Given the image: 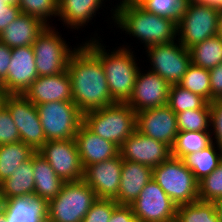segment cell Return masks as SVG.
Wrapping results in <instances>:
<instances>
[{
	"label": "cell",
	"instance_id": "obj_3",
	"mask_svg": "<svg viewBox=\"0 0 222 222\" xmlns=\"http://www.w3.org/2000/svg\"><path fill=\"white\" fill-rule=\"evenodd\" d=\"M100 37L98 33H94L93 37L87 38L88 40H84L83 43L101 60L112 100L126 103L132 94L140 70L135 51H132L134 48H130L131 44L126 43L108 51Z\"/></svg>",
	"mask_w": 222,
	"mask_h": 222
},
{
	"label": "cell",
	"instance_id": "obj_11",
	"mask_svg": "<svg viewBox=\"0 0 222 222\" xmlns=\"http://www.w3.org/2000/svg\"><path fill=\"white\" fill-rule=\"evenodd\" d=\"M130 206L138 222H176L178 206L153 179Z\"/></svg>",
	"mask_w": 222,
	"mask_h": 222
},
{
	"label": "cell",
	"instance_id": "obj_25",
	"mask_svg": "<svg viewBox=\"0 0 222 222\" xmlns=\"http://www.w3.org/2000/svg\"><path fill=\"white\" fill-rule=\"evenodd\" d=\"M32 166L35 180L34 196L47 201L55 198L65 182L38 152L32 156Z\"/></svg>",
	"mask_w": 222,
	"mask_h": 222
},
{
	"label": "cell",
	"instance_id": "obj_46",
	"mask_svg": "<svg viewBox=\"0 0 222 222\" xmlns=\"http://www.w3.org/2000/svg\"><path fill=\"white\" fill-rule=\"evenodd\" d=\"M8 95H9V94L6 92L4 86H3L2 83L0 82V109L4 106L6 97H7Z\"/></svg>",
	"mask_w": 222,
	"mask_h": 222
},
{
	"label": "cell",
	"instance_id": "obj_12",
	"mask_svg": "<svg viewBox=\"0 0 222 222\" xmlns=\"http://www.w3.org/2000/svg\"><path fill=\"white\" fill-rule=\"evenodd\" d=\"M4 106L17 126L21 141L37 152L46 142V136L35 104L18 94L8 95Z\"/></svg>",
	"mask_w": 222,
	"mask_h": 222
},
{
	"label": "cell",
	"instance_id": "obj_48",
	"mask_svg": "<svg viewBox=\"0 0 222 222\" xmlns=\"http://www.w3.org/2000/svg\"><path fill=\"white\" fill-rule=\"evenodd\" d=\"M220 222H222V199L214 202Z\"/></svg>",
	"mask_w": 222,
	"mask_h": 222
},
{
	"label": "cell",
	"instance_id": "obj_13",
	"mask_svg": "<svg viewBox=\"0 0 222 222\" xmlns=\"http://www.w3.org/2000/svg\"><path fill=\"white\" fill-rule=\"evenodd\" d=\"M37 152L64 182L83 179L84 168L75 139L46 141Z\"/></svg>",
	"mask_w": 222,
	"mask_h": 222
},
{
	"label": "cell",
	"instance_id": "obj_40",
	"mask_svg": "<svg viewBox=\"0 0 222 222\" xmlns=\"http://www.w3.org/2000/svg\"><path fill=\"white\" fill-rule=\"evenodd\" d=\"M209 106L211 139L222 150V100H213Z\"/></svg>",
	"mask_w": 222,
	"mask_h": 222
},
{
	"label": "cell",
	"instance_id": "obj_31",
	"mask_svg": "<svg viewBox=\"0 0 222 222\" xmlns=\"http://www.w3.org/2000/svg\"><path fill=\"white\" fill-rule=\"evenodd\" d=\"M176 222H220L214 202L197 200L177 207Z\"/></svg>",
	"mask_w": 222,
	"mask_h": 222
},
{
	"label": "cell",
	"instance_id": "obj_44",
	"mask_svg": "<svg viewBox=\"0 0 222 222\" xmlns=\"http://www.w3.org/2000/svg\"><path fill=\"white\" fill-rule=\"evenodd\" d=\"M20 13L18 5H12L9 10H0V34Z\"/></svg>",
	"mask_w": 222,
	"mask_h": 222
},
{
	"label": "cell",
	"instance_id": "obj_27",
	"mask_svg": "<svg viewBox=\"0 0 222 222\" xmlns=\"http://www.w3.org/2000/svg\"><path fill=\"white\" fill-rule=\"evenodd\" d=\"M221 160L222 150L213 142L205 149L183 158L185 165L193 172L198 182L215 170Z\"/></svg>",
	"mask_w": 222,
	"mask_h": 222
},
{
	"label": "cell",
	"instance_id": "obj_30",
	"mask_svg": "<svg viewBox=\"0 0 222 222\" xmlns=\"http://www.w3.org/2000/svg\"><path fill=\"white\" fill-rule=\"evenodd\" d=\"M212 143L211 133L202 131L178 132L172 147V156L183 159L191 153L205 149Z\"/></svg>",
	"mask_w": 222,
	"mask_h": 222
},
{
	"label": "cell",
	"instance_id": "obj_47",
	"mask_svg": "<svg viewBox=\"0 0 222 222\" xmlns=\"http://www.w3.org/2000/svg\"><path fill=\"white\" fill-rule=\"evenodd\" d=\"M6 204H7V199H6V197L2 191V188L0 186V213L5 212Z\"/></svg>",
	"mask_w": 222,
	"mask_h": 222
},
{
	"label": "cell",
	"instance_id": "obj_32",
	"mask_svg": "<svg viewBox=\"0 0 222 222\" xmlns=\"http://www.w3.org/2000/svg\"><path fill=\"white\" fill-rule=\"evenodd\" d=\"M185 89L200 95L208 103L211 102L210 72L191 64L179 83Z\"/></svg>",
	"mask_w": 222,
	"mask_h": 222
},
{
	"label": "cell",
	"instance_id": "obj_51",
	"mask_svg": "<svg viewBox=\"0 0 222 222\" xmlns=\"http://www.w3.org/2000/svg\"><path fill=\"white\" fill-rule=\"evenodd\" d=\"M12 5L6 4L3 0H0V10H9Z\"/></svg>",
	"mask_w": 222,
	"mask_h": 222
},
{
	"label": "cell",
	"instance_id": "obj_2",
	"mask_svg": "<svg viewBox=\"0 0 222 222\" xmlns=\"http://www.w3.org/2000/svg\"><path fill=\"white\" fill-rule=\"evenodd\" d=\"M110 24L125 31L140 44H143V52L146 48L162 43L172 42L177 39V22L169 17L151 13L139 4L118 3L112 7Z\"/></svg>",
	"mask_w": 222,
	"mask_h": 222
},
{
	"label": "cell",
	"instance_id": "obj_35",
	"mask_svg": "<svg viewBox=\"0 0 222 222\" xmlns=\"http://www.w3.org/2000/svg\"><path fill=\"white\" fill-rule=\"evenodd\" d=\"M18 7L21 13L34 16L48 26L58 17V0H19Z\"/></svg>",
	"mask_w": 222,
	"mask_h": 222
},
{
	"label": "cell",
	"instance_id": "obj_22",
	"mask_svg": "<svg viewBox=\"0 0 222 222\" xmlns=\"http://www.w3.org/2000/svg\"><path fill=\"white\" fill-rule=\"evenodd\" d=\"M108 0H58V19L66 29L81 30L106 8ZM104 6V8H102ZM101 8V9H100ZM81 28V29H80Z\"/></svg>",
	"mask_w": 222,
	"mask_h": 222
},
{
	"label": "cell",
	"instance_id": "obj_20",
	"mask_svg": "<svg viewBox=\"0 0 222 222\" xmlns=\"http://www.w3.org/2000/svg\"><path fill=\"white\" fill-rule=\"evenodd\" d=\"M80 161L85 169L94 163L109 160L119 155L120 148L90 131L83 123L75 135Z\"/></svg>",
	"mask_w": 222,
	"mask_h": 222
},
{
	"label": "cell",
	"instance_id": "obj_18",
	"mask_svg": "<svg viewBox=\"0 0 222 222\" xmlns=\"http://www.w3.org/2000/svg\"><path fill=\"white\" fill-rule=\"evenodd\" d=\"M123 159L121 155L94 163L84 169L83 180L97 198L115 199L118 196Z\"/></svg>",
	"mask_w": 222,
	"mask_h": 222
},
{
	"label": "cell",
	"instance_id": "obj_15",
	"mask_svg": "<svg viewBox=\"0 0 222 222\" xmlns=\"http://www.w3.org/2000/svg\"><path fill=\"white\" fill-rule=\"evenodd\" d=\"M119 154L123 160L154 168L172 156V148L136 129L120 146Z\"/></svg>",
	"mask_w": 222,
	"mask_h": 222
},
{
	"label": "cell",
	"instance_id": "obj_50",
	"mask_svg": "<svg viewBox=\"0 0 222 222\" xmlns=\"http://www.w3.org/2000/svg\"><path fill=\"white\" fill-rule=\"evenodd\" d=\"M119 1L118 3H124V4H140L143 0H119Z\"/></svg>",
	"mask_w": 222,
	"mask_h": 222
},
{
	"label": "cell",
	"instance_id": "obj_52",
	"mask_svg": "<svg viewBox=\"0 0 222 222\" xmlns=\"http://www.w3.org/2000/svg\"><path fill=\"white\" fill-rule=\"evenodd\" d=\"M8 5H18L19 0H3Z\"/></svg>",
	"mask_w": 222,
	"mask_h": 222
},
{
	"label": "cell",
	"instance_id": "obj_21",
	"mask_svg": "<svg viewBox=\"0 0 222 222\" xmlns=\"http://www.w3.org/2000/svg\"><path fill=\"white\" fill-rule=\"evenodd\" d=\"M152 177V167L129 160H123L119 192L114 201L118 205L130 206Z\"/></svg>",
	"mask_w": 222,
	"mask_h": 222
},
{
	"label": "cell",
	"instance_id": "obj_7",
	"mask_svg": "<svg viewBox=\"0 0 222 222\" xmlns=\"http://www.w3.org/2000/svg\"><path fill=\"white\" fill-rule=\"evenodd\" d=\"M97 199L83 179L65 182L60 193L48 201L47 218L55 222H81Z\"/></svg>",
	"mask_w": 222,
	"mask_h": 222
},
{
	"label": "cell",
	"instance_id": "obj_42",
	"mask_svg": "<svg viewBox=\"0 0 222 222\" xmlns=\"http://www.w3.org/2000/svg\"><path fill=\"white\" fill-rule=\"evenodd\" d=\"M108 222H138L131 206L118 205L112 212Z\"/></svg>",
	"mask_w": 222,
	"mask_h": 222
},
{
	"label": "cell",
	"instance_id": "obj_16",
	"mask_svg": "<svg viewBox=\"0 0 222 222\" xmlns=\"http://www.w3.org/2000/svg\"><path fill=\"white\" fill-rule=\"evenodd\" d=\"M136 122L140 133L173 147L179 131L176 113L168 105L136 113Z\"/></svg>",
	"mask_w": 222,
	"mask_h": 222
},
{
	"label": "cell",
	"instance_id": "obj_43",
	"mask_svg": "<svg viewBox=\"0 0 222 222\" xmlns=\"http://www.w3.org/2000/svg\"><path fill=\"white\" fill-rule=\"evenodd\" d=\"M12 48L0 42V82L2 83L8 76Z\"/></svg>",
	"mask_w": 222,
	"mask_h": 222
},
{
	"label": "cell",
	"instance_id": "obj_36",
	"mask_svg": "<svg viewBox=\"0 0 222 222\" xmlns=\"http://www.w3.org/2000/svg\"><path fill=\"white\" fill-rule=\"evenodd\" d=\"M198 198L207 202L222 199V160L215 170L199 181Z\"/></svg>",
	"mask_w": 222,
	"mask_h": 222
},
{
	"label": "cell",
	"instance_id": "obj_6",
	"mask_svg": "<svg viewBox=\"0 0 222 222\" xmlns=\"http://www.w3.org/2000/svg\"><path fill=\"white\" fill-rule=\"evenodd\" d=\"M219 9L186 0L177 22V39L186 48L218 34Z\"/></svg>",
	"mask_w": 222,
	"mask_h": 222
},
{
	"label": "cell",
	"instance_id": "obj_8",
	"mask_svg": "<svg viewBox=\"0 0 222 222\" xmlns=\"http://www.w3.org/2000/svg\"><path fill=\"white\" fill-rule=\"evenodd\" d=\"M60 33L56 26H47L33 43L38 76L56 75L66 71L71 54L80 45L70 46Z\"/></svg>",
	"mask_w": 222,
	"mask_h": 222
},
{
	"label": "cell",
	"instance_id": "obj_1",
	"mask_svg": "<svg viewBox=\"0 0 222 222\" xmlns=\"http://www.w3.org/2000/svg\"><path fill=\"white\" fill-rule=\"evenodd\" d=\"M67 71L71 78L73 102L82 114L115 103L101 60L83 42L71 54Z\"/></svg>",
	"mask_w": 222,
	"mask_h": 222
},
{
	"label": "cell",
	"instance_id": "obj_4",
	"mask_svg": "<svg viewBox=\"0 0 222 222\" xmlns=\"http://www.w3.org/2000/svg\"><path fill=\"white\" fill-rule=\"evenodd\" d=\"M83 124L119 148L137 129L136 112L127 103L115 102L83 114Z\"/></svg>",
	"mask_w": 222,
	"mask_h": 222
},
{
	"label": "cell",
	"instance_id": "obj_54",
	"mask_svg": "<svg viewBox=\"0 0 222 222\" xmlns=\"http://www.w3.org/2000/svg\"><path fill=\"white\" fill-rule=\"evenodd\" d=\"M44 222H55V221H52L51 219L46 218Z\"/></svg>",
	"mask_w": 222,
	"mask_h": 222
},
{
	"label": "cell",
	"instance_id": "obj_33",
	"mask_svg": "<svg viewBox=\"0 0 222 222\" xmlns=\"http://www.w3.org/2000/svg\"><path fill=\"white\" fill-rule=\"evenodd\" d=\"M207 103L203 97L194 94L179 84L170 85L167 105L176 114L185 110L201 109Z\"/></svg>",
	"mask_w": 222,
	"mask_h": 222
},
{
	"label": "cell",
	"instance_id": "obj_10",
	"mask_svg": "<svg viewBox=\"0 0 222 222\" xmlns=\"http://www.w3.org/2000/svg\"><path fill=\"white\" fill-rule=\"evenodd\" d=\"M148 70L158 74L170 85L179 84L188 67L192 64L189 49L178 39L146 48Z\"/></svg>",
	"mask_w": 222,
	"mask_h": 222
},
{
	"label": "cell",
	"instance_id": "obj_29",
	"mask_svg": "<svg viewBox=\"0 0 222 222\" xmlns=\"http://www.w3.org/2000/svg\"><path fill=\"white\" fill-rule=\"evenodd\" d=\"M193 65L211 70L222 63V37L216 35L189 48Z\"/></svg>",
	"mask_w": 222,
	"mask_h": 222
},
{
	"label": "cell",
	"instance_id": "obj_37",
	"mask_svg": "<svg viewBox=\"0 0 222 222\" xmlns=\"http://www.w3.org/2000/svg\"><path fill=\"white\" fill-rule=\"evenodd\" d=\"M186 0H143L139 5L146 11L169 17L178 22Z\"/></svg>",
	"mask_w": 222,
	"mask_h": 222
},
{
	"label": "cell",
	"instance_id": "obj_28",
	"mask_svg": "<svg viewBox=\"0 0 222 222\" xmlns=\"http://www.w3.org/2000/svg\"><path fill=\"white\" fill-rule=\"evenodd\" d=\"M36 151L22 141L0 145V183L9 178L22 162L29 160Z\"/></svg>",
	"mask_w": 222,
	"mask_h": 222
},
{
	"label": "cell",
	"instance_id": "obj_39",
	"mask_svg": "<svg viewBox=\"0 0 222 222\" xmlns=\"http://www.w3.org/2000/svg\"><path fill=\"white\" fill-rule=\"evenodd\" d=\"M21 141L17 126L9 110L3 106L0 109V145Z\"/></svg>",
	"mask_w": 222,
	"mask_h": 222
},
{
	"label": "cell",
	"instance_id": "obj_53",
	"mask_svg": "<svg viewBox=\"0 0 222 222\" xmlns=\"http://www.w3.org/2000/svg\"><path fill=\"white\" fill-rule=\"evenodd\" d=\"M0 222H5V213H0Z\"/></svg>",
	"mask_w": 222,
	"mask_h": 222
},
{
	"label": "cell",
	"instance_id": "obj_24",
	"mask_svg": "<svg viewBox=\"0 0 222 222\" xmlns=\"http://www.w3.org/2000/svg\"><path fill=\"white\" fill-rule=\"evenodd\" d=\"M5 222H44L48 201L39 197H15L7 200Z\"/></svg>",
	"mask_w": 222,
	"mask_h": 222
},
{
	"label": "cell",
	"instance_id": "obj_9",
	"mask_svg": "<svg viewBox=\"0 0 222 222\" xmlns=\"http://www.w3.org/2000/svg\"><path fill=\"white\" fill-rule=\"evenodd\" d=\"M35 106L46 141L75 139L83 123V114L73 101H55Z\"/></svg>",
	"mask_w": 222,
	"mask_h": 222
},
{
	"label": "cell",
	"instance_id": "obj_17",
	"mask_svg": "<svg viewBox=\"0 0 222 222\" xmlns=\"http://www.w3.org/2000/svg\"><path fill=\"white\" fill-rule=\"evenodd\" d=\"M38 77L32 45L12 48L8 76L2 82L6 92L9 95L24 94Z\"/></svg>",
	"mask_w": 222,
	"mask_h": 222
},
{
	"label": "cell",
	"instance_id": "obj_41",
	"mask_svg": "<svg viewBox=\"0 0 222 222\" xmlns=\"http://www.w3.org/2000/svg\"><path fill=\"white\" fill-rule=\"evenodd\" d=\"M211 85V102L222 100V63L209 70Z\"/></svg>",
	"mask_w": 222,
	"mask_h": 222
},
{
	"label": "cell",
	"instance_id": "obj_5",
	"mask_svg": "<svg viewBox=\"0 0 222 222\" xmlns=\"http://www.w3.org/2000/svg\"><path fill=\"white\" fill-rule=\"evenodd\" d=\"M152 179L177 206L199 200V182L183 159L171 156L153 168Z\"/></svg>",
	"mask_w": 222,
	"mask_h": 222
},
{
	"label": "cell",
	"instance_id": "obj_34",
	"mask_svg": "<svg viewBox=\"0 0 222 222\" xmlns=\"http://www.w3.org/2000/svg\"><path fill=\"white\" fill-rule=\"evenodd\" d=\"M179 132L202 131L210 132V106L207 103L201 109L185 110L176 114Z\"/></svg>",
	"mask_w": 222,
	"mask_h": 222
},
{
	"label": "cell",
	"instance_id": "obj_45",
	"mask_svg": "<svg viewBox=\"0 0 222 222\" xmlns=\"http://www.w3.org/2000/svg\"><path fill=\"white\" fill-rule=\"evenodd\" d=\"M198 4L208 5L217 9H222V0H190Z\"/></svg>",
	"mask_w": 222,
	"mask_h": 222
},
{
	"label": "cell",
	"instance_id": "obj_26",
	"mask_svg": "<svg viewBox=\"0 0 222 222\" xmlns=\"http://www.w3.org/2000/svg\"><path fill=\"white\" fill-rule=\"evenodd\" d=\"M7 200L15 197L34 196L35 180L32 157L18 166L11 176L0 183Z\"/></svg>",
	"mask_w": 222,
	"mask_h": 222
},
{
	"label": "cell",
	"instance_id": "obj_14",
	"mask_svg": "<svg viewBox=\"0 0 222 222\" xmlns=\"http://www.w3.org/2000/svg\"><path fill=\"white\" fill-rule=\"evenodd\" d=\"M170 84L158 74L140 68L129 100L126 102L136 113L168 104Z\"/></svg>",
	"mask_w": 222,
	"mask_h": 222
},
{
	"label": "cell",
	"instance_id": "obj_38",
	"mask_svg": "<svg viewBox=\"0 0 222 222\" xmlns=\"http://www.w3.org/2000/svg\"><path fill=\"white\" fill-rule=\"evenodd\" d=\"M117 206L114 199L98 198L81 222H108Z\"/></svg>",
	"mask_w": 222,
	"mask_h": 222
},
{
	"label": "cell",
	"instance_id": "obj_49",
	"mask_svg": "<svg viewBox=\"0 0 222 222\" xmlns=\"http://www.w3.org/2000/svg\"><path fill=\"white\" fill-rule=\"evenodd\" d=\"M218 33H222V9H219Z\"/></svg>",
	"mask_w": 222,
	"mask_h": 222
},
{
	"label": "cell",
	"instance_id": "obj_19",
	"mask_svg": "<svg viewBox=\"0 0 222 222\" xmlns=\"http://www.w3.org/2000/svg\"><path fill=\"white\" fill-rule=\"evenodd\" d=\"M23 95L35 105L73 101L70 75L66 70L56 75L39 76Z\"/></svg>",
	"mask_w": 222,
	"mask_h": 222
},
{
	"label": "cell",
	"instance_id": "obj_23",
	"mask_svg": "<svg viewBox=\"0 0 222 222\" xmlns=\"http://www.w3.org/2000/svg\"><path fill=\"white\" fill-rule=\"evenodd\" d=\"M47 26L34 16L20 13L0 34V42L9 48L33 45Z\"/></svg>",
	"mask_w": 222,
	"mask_h": 222
}]
</instances>
